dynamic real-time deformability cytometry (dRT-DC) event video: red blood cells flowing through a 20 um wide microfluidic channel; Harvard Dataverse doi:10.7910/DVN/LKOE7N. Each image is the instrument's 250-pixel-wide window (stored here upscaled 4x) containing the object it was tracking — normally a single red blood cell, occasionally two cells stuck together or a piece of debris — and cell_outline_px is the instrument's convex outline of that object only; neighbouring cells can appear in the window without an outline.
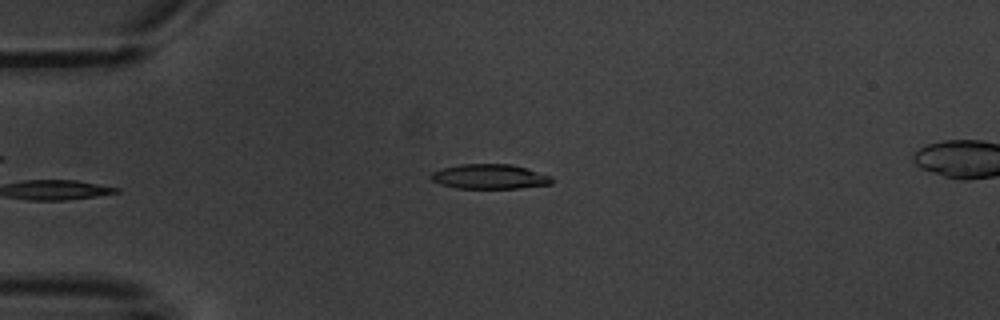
{"species": "common noctule bat (a hibernating species)", "species_latin": "Nyctalus noctula", "temperature_condition": "warm", "stored_images_in_passage": 3, "camera_frame_rate_fps": 3000, "um_per_image_px": 0.085, "animal": {"sex": "male", "body_mass_g": 20.1, "forearm_length_mm": 53.5}, "frame": {"image": 1, "passage_image": 3, "time_ms": 2.333, "image_size_px": [1000, 320], "cell_outline_px": [[552, 184], [516, 188], [456, 188], [440, 184], [432, 180], [428, 176], [432, 172], [440, 168], [460, 164], [512, 164], [528, 168], [552, 176]], "centroid_in_image_um": [41.6, 15.0], "position_along_channel_um": 43.4, "area_um2": 17.57}}